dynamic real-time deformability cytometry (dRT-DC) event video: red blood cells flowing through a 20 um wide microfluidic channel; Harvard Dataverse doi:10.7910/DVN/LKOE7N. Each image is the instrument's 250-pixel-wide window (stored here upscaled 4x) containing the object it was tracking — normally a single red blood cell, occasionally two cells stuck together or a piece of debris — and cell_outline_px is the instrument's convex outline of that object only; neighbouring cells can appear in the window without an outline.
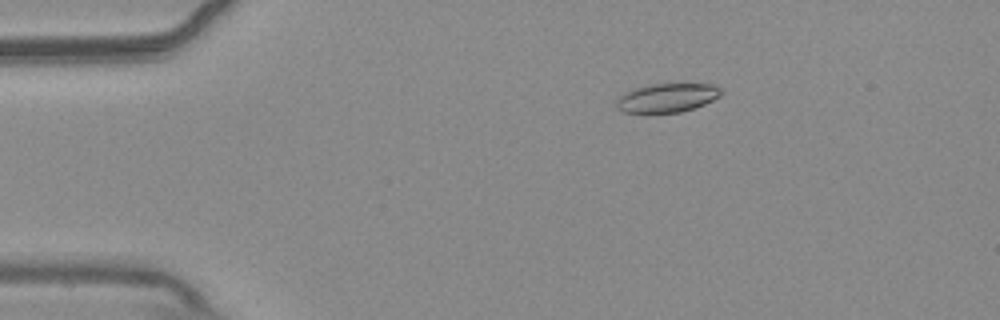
{"species": "common noctule bat (a hibernating species)", "species_latin": "Nyctalus noctula", "temperature_condition": "warm", "stored_images_in_passage": 47, "camera_frame_rate_fps": 3000, "um_per_image_px": 0.085, "animal": {"sex": "male", "body_mass_g": 20.4}, "frame": {"image": 1, "passage_image": 2, "time_ms": 0.333, "image_size_px": [1000, 320], "cell_outline_px": [[724, 92], [720, 96], [704, 104], [680, 112], [624, 112], [616, 108], [616, 100], [624, 92], [648, 84], [712, 84], [720, 88]], "centroid_in_image_um": [56.7, 8.3], "position_along_channel_um": 28.3, "area_um2": 17.46}}
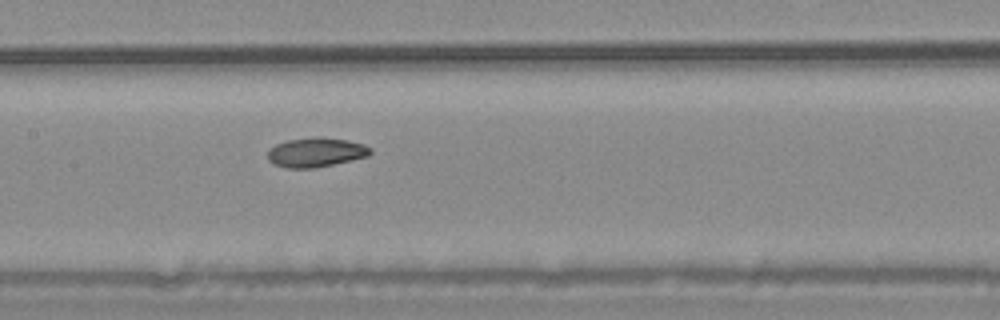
{"frame": {"image": 2, "passage_image": 19, "time_ms": 6.0, "image_size_px": [1000, 320], "cell_outline_px": [[372, 152], [368, 156], [352, 160], [312, 168], [284, 168], [268, 160], [268, 148], [276, 144], [288, 140], [348, 140], [364, 144], [372, 148]], "centroid_in_image_um": [26.85, 12.99], "position_along_channel_um": 180.6, "area_um2": 16.76}}
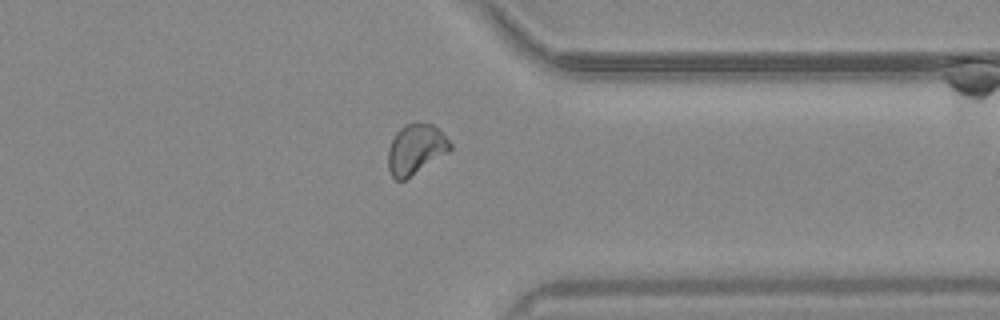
{"frame": {"image": 3, "passage_image": 35, "time_ms": 11.333, "image_size_px": [1000, 320], "cell_outline_px": [[452, 148], [448, 152], [404, 180], [396, 180], [392, 176], [388, 168], [388, 148], [396, 132], [404, 124], [432, 124], [452, 144]], "centroid_in_image_um": [35.31, 12.7], "position_along_channel_um": 376.1, "area_um2": 17.69}, "authors_computed_cell_mechanics": {"area_um2": 17.6868, "velocity_mm_per_s": 3.7376, "shape_relaxation_time_tau1_ms": null, "shape_relaxation_time_tau2_ms": 4.1352, "deformation_change_tau1": null, "deformation_change_tau2": 0.0854}}